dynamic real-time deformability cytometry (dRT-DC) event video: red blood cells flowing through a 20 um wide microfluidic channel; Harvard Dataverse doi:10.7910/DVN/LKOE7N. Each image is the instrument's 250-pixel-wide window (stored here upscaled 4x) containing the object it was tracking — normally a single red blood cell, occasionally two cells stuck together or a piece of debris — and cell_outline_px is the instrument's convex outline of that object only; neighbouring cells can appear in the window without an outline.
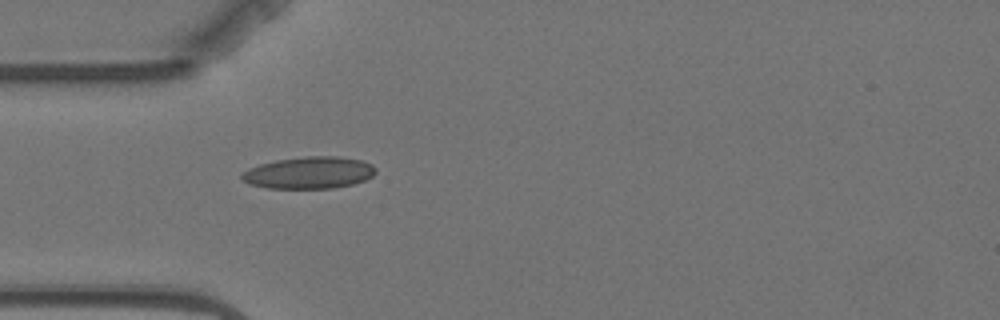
{"species": "Egyptian fruit bat (a non-hibernating species)", "species_latin": "Rousettus aegyptiacus", "temperature_condition": "warm", "stored_images_in_passage": 5, "camera_frame_rate_fps": 3000, "um_per_image_px": 0.085, "animal": {"sex": "female"}, "frame": {"image": 1, "passage_image": 5, "time_ms": 5.0, "image_size_px": [1000, 320], "cell_outline_px": [[376, 172], [372, 176], [364, 180], [352, 184], [332, 188], [268, 188], [248, 184], [240, 176], [248, 168], [260, 164], [276, 160], [308, 156], [340, 156], [360, 160], [372, 164], [376, 168]], "centroid_in_image_um": [26.28, 14.67], "position_along_channel_um": 58.7, "area_um2": 24.85}}